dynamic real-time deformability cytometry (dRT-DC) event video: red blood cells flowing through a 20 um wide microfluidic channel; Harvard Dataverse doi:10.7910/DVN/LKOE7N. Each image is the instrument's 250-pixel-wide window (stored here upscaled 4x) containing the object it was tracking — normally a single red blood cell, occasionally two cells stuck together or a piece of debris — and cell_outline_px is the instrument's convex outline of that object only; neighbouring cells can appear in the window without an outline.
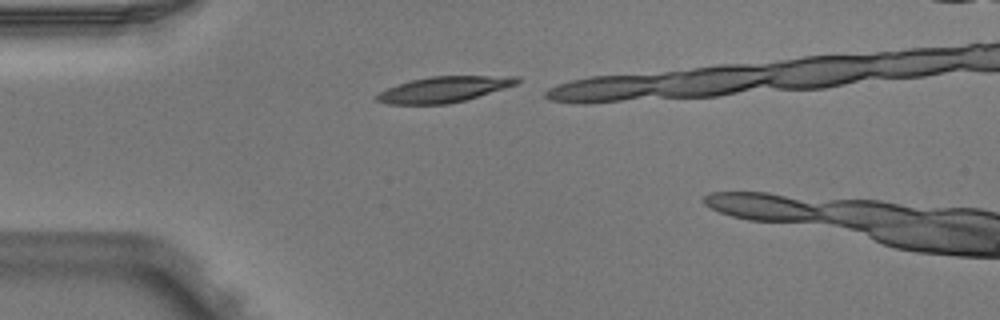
{"species": "Egyptian fruit bat (a non-hibernating species)", "species_latin": "Rousettus aegyptiacus", "temperature_condition": "warm", "stored_images_in_passage": 1, "camera_frame_rate_fps": 3000, "um_per_image_px": 0.085, "animal": {"sex": "male"}, "frame": {"image": 1, "passage_image": 1, "time_ms": 0.0, "image_size_px": [1000, 320], "cell_outline_px": [[520, 80], [516, 84], [504, 88], [464, 100], [448, 104], [388, 104], [376, 100], [376, 96], [380, 92], [388, 88], [412, 80], [428, 76], [516, 76]], "centroid_in_image_um": [37.72, 7.59], "position_along_channel_um": 47.3, "area_um2": 20.63}}